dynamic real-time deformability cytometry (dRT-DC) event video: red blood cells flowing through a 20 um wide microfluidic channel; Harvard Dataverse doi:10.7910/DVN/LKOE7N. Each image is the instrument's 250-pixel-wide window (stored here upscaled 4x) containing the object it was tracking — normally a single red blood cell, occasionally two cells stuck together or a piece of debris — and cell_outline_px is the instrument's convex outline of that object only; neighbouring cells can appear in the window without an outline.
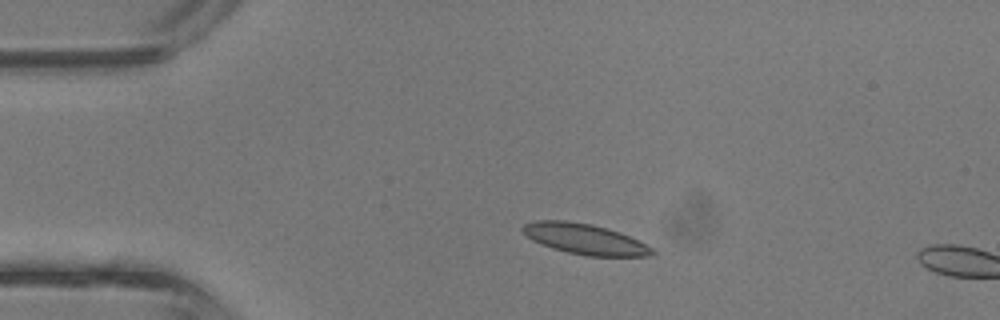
{"species": "common noctule bat (a hibernating species)", "species_latin": "Nyctalus noctula", "temperature_condition": "room temperature", "stored_images_in_passage": 3, "camera_frame_rate_fps": 3000, "um_per_image_px": 0.085, "animal": {"sex": "male", "body_mass_g": 13.3}, "frame": {"image": 1, "passage_image": 2, "time_ms": 0.333, "image_size_px": [1000, 320], "cell_outline_px": [[656, 252], [648, 256], [588, 256], [568, 252], [552, 248], [532, 240], [520, 228], [524, 224], [536, 220], [564, 220], [592, 224], [608, 228], [620, 232], [652, 248]], "centroid_in_image_um": [49.68, 20.31], "position_along_channel_um": 35.3, "area_um2": 22.83}}